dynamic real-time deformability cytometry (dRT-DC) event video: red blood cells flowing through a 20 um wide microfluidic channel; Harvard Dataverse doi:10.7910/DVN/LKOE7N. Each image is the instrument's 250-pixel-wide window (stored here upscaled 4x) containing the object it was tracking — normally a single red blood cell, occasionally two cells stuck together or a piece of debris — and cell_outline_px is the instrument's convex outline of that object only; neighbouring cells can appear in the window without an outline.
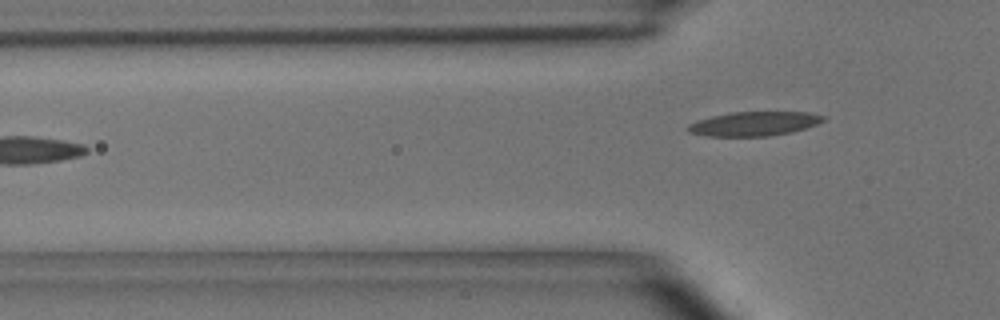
{"species": "common noctule bat (a hibernating species)", "species_latin": "Nyctalus noctula", "temperature_condition": "room temperature", "stored_images_in_passage": 6, "camera_frame_rate_fps": 3000, "um_per_image_px": 0.085, "animal": {"sex": "male", "body_mass_g": 15.6}, "frame": {"image": 1, "passage_image": 6, "time_ms": 6.0, "image_size_px": [1000, 320], "cell_outline_px": [[828, 116], [824, 120], [816, 124], [792, 132], [768, 136], [708, 136], [688, 132], [688, 124], [696, 120], [712, 116], [732, 112], [808, 112]], "centroid_in_image_um": [64.1, 10.51], "position_along_channel_um": 61.7, "area_um2": 19.07}}